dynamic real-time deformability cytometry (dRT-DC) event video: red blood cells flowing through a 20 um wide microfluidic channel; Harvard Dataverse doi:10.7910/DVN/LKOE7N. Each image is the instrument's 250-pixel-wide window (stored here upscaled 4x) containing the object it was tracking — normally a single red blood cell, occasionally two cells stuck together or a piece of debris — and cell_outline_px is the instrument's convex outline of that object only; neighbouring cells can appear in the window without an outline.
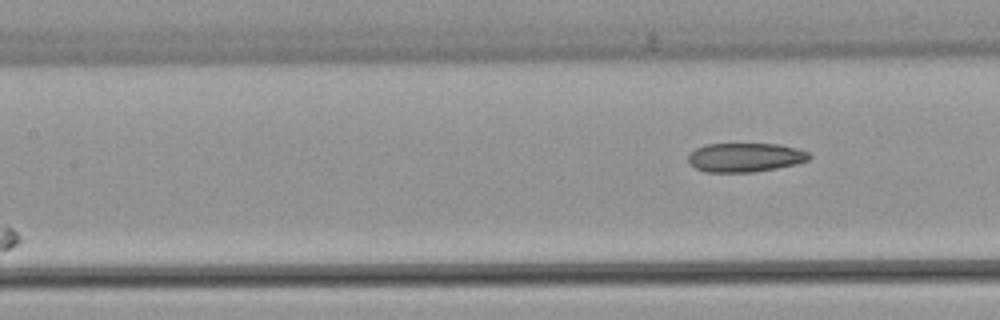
{"species": "common noctule bat (a hibernating species)", "species_latin": "Nyctalus noctula", "temperature_condition": "warm", "stored_images_in_passage": 8, "segment_of_instrument_passage": [2, 2], "camera_frame_rate_fps": 3000, "um_per_image_px": 0.085, "animal": {"sex": "female", "body_mass_g": 22.7, "forearm_length_mm": 54.2}, "frame": {"image": 1, "passage_image": 8, "time_ms": 9.333, "image_size_px": [1000, 320], "cell_outline_px": [[812, 156], [808, 160], [796, 164], [776, 168], [752, 172], [704, 172], [688, 164], [688, 152], [704, 144], [780, 144], [796, 148], [808, 152]], "centroid_in_image_um": [63.3, 13.38], "position_along_channel_um": 144.1, "area_um2": 20.63}}